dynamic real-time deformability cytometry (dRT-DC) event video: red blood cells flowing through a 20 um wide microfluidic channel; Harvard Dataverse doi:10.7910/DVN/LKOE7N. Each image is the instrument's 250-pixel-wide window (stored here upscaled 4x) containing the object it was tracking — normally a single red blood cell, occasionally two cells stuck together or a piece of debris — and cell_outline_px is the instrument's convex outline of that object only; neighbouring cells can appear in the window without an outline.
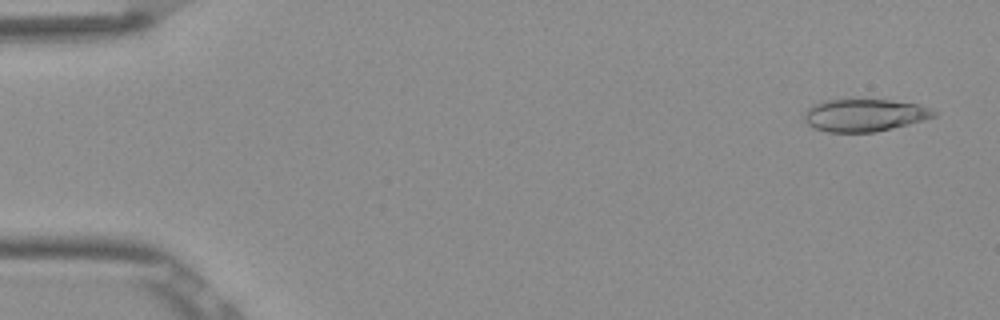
{"species": "Egyptian fruit bat (a non-hibernating species)", "species_latin": "Rousettus aegyptiacus", "temperature_condition": "room temperature", "stored_images_in_passage": 52, "camera_frame_rate_fps": 3000, "um_per_image_px": 0.085, "frame": {"image": 1, "passage_image": 2, "time_ms": 0.333, "image_size_px": [1000, 320], "cell_outline_px": [[936, 116], [924, 120], [876, 132], [828, 132], [812, 128], [804, 120], [804, 112], [812, 104], [820, 100], [888, 100], [920, 104], [932, 108], [936, 112]], "centroid_in_image_um": [73.46, 9.79], "position_along_channel_um": 11.5, "area_um2": 24.68}}
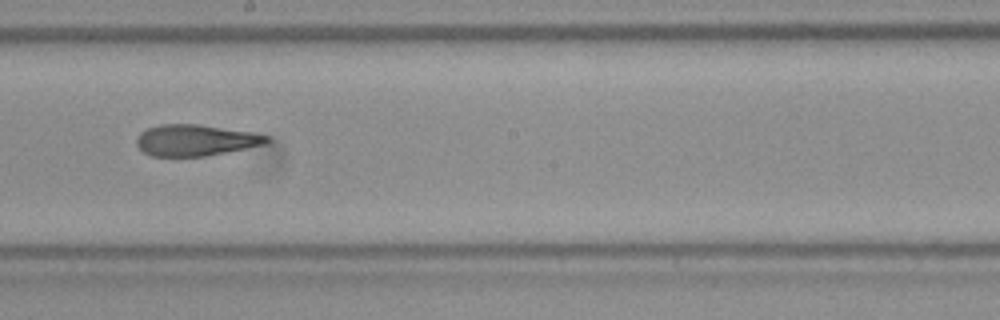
{"frame": {"image": 2, "passage_image": 29, "time_ms": 9.333, "image_size_px": [1000, 320], "cell_outline_px": [[272, 140], [268, 144], [204, 156], [152, 156], [144, 152], [136, 144], [136, 136], [140, 132], [148, 128], [160, 124], [196, 124], [252, 132], [268, 136]], "centroid_in_image_um": [16.63, 11.91], "position_along_channel_um": 231.6, "area_um2": 23.7}}
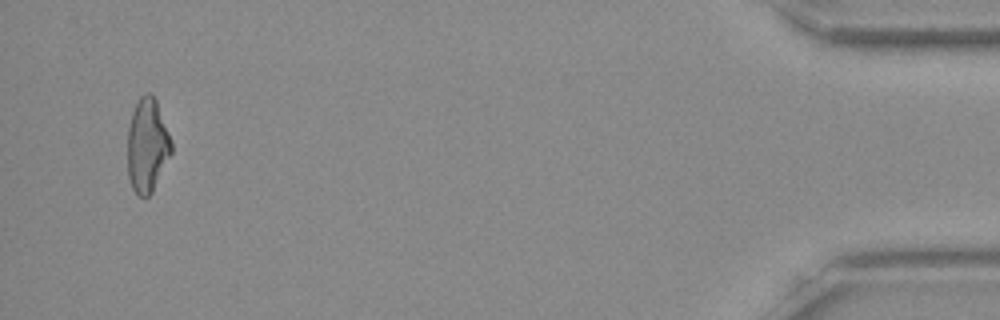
{"frame": {"image": 3, "passage_image": 50, "time_ms": 16.333, "image_size_px": [1000, 320], "cell_outline_px": [[172, 152], [152, 192], [148, 196], [136, 196], [132, 188], [128, 176], [128, 128], [132, 112], [140, 96], [148, 92], [152, 92], [156, 100], [172, 140]], "centroid_in_image_um": [12.52, 12.36], "position_along_channel_um": 422.7, "area_um2": 24.04}, "authors_computed_cell_mechanics": {"area_um2": 24.3338, "velocity_mm_per_s": 3.8781, "shape_relaxation_time_tau1_ms": 10.2272, "shape_relaxation_time_tau2_ms": 3.5934, "deformation_change_tau1": 0.2839, "deformation_change_tau2": 0.1433}}